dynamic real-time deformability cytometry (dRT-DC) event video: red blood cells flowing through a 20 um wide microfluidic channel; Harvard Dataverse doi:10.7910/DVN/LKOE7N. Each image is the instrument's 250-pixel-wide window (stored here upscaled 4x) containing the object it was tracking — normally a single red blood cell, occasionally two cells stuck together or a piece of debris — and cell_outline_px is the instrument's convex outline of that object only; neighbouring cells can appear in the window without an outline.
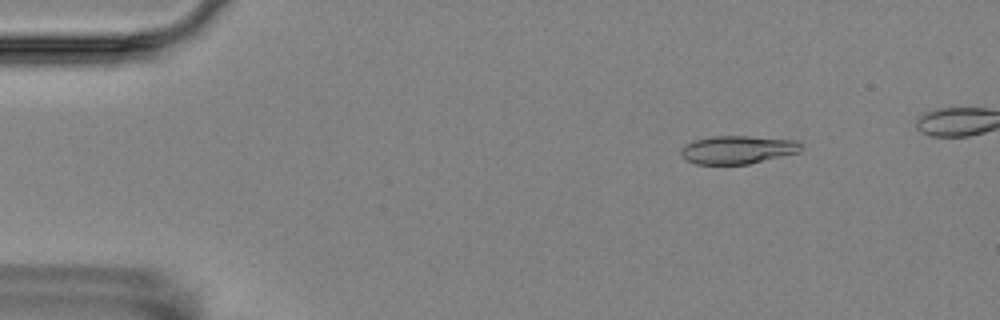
{"species": "Egyptian fruit bat (a non-hibernating species)", "species_latin": "Rousettus aegyptiacus", "temperature_condition": "room temperature", "stored_images_in_passage": 6, "camera_frame_rate_fps": 3000, "um_per_image_px": 0.085, "animal": {"sex": "female"}, "frame": {"image": 1, "passage_image": 6, "time_ms": 5.667, "image_size_px": [1000, 320], "cell_outline_px": [[800, 152], [748, 164], [696, 164], [688, 160], [680, 152], [680, 148], [684, 144], [696, 140], [712, 136], [748, 136], [796, 140], [800, 144]], "centroid_in_image_um": [62.68, 12.72], "position_along_channel_um": 22.3, "area_um2": 19.54}}